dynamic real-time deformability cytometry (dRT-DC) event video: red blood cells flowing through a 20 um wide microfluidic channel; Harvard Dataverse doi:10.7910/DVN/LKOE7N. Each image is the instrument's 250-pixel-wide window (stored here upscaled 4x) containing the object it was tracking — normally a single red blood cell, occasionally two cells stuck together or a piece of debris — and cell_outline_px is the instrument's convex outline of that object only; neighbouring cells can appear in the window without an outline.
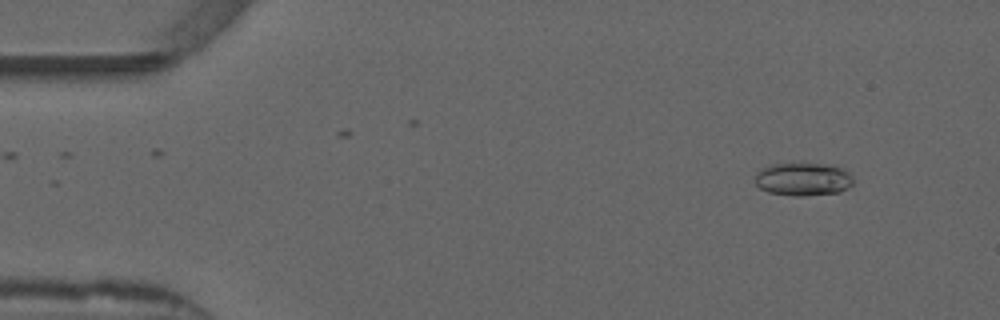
{"species": "common noctule bat (a hibernating species)", "species_latin": "Nyctalus noctula", "temperature_condition": "warm", "stored_images_in_passage": 53, "camera_frame_rate_fps": 3000, "um_per_image_px": 0.085, "animal": {"sex": "male", "forearm_length_mm": 52.5}, "frame": {"image": 1, "passage_image": 5, "time_ms": 1.333, "image_size_px": [1000, 320], "cell_outline_px": [[852, 184], [848, 188], [840, 192], [804, 196], [796, 196], [768, 192], [760, 188], [756, 184], [756, 172], [760, 168], [768, 164], [800, 160], [840, 164], [852, 176]], "centroid_in_image_um": [68.28, 15.15], "position_along_channel_um": 16.7, "area_um2": 20.23}}
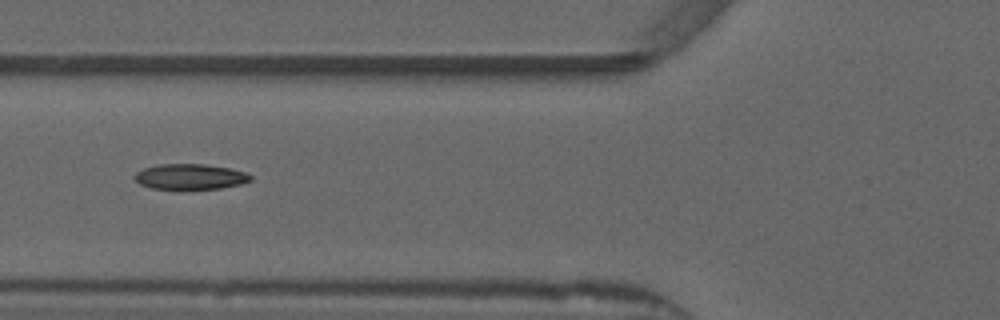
{"frame": {"image": 2, "passage_image": 20, "time_ms": 6.333, "image_size_px": [1000, 320], "cell_outline_px": [[252, 180], [240, 184], [220, 188], [152, 188], [140, 184], [132, 176], [136, 172], [144, 168], [160, 164], [204, 164], [228, 168], [244, 172], [252, 176]], "centroid_in_image_um": [16.15, 15.0], "position_along_channel_um": 109.7, "area_um2": 16.88}}
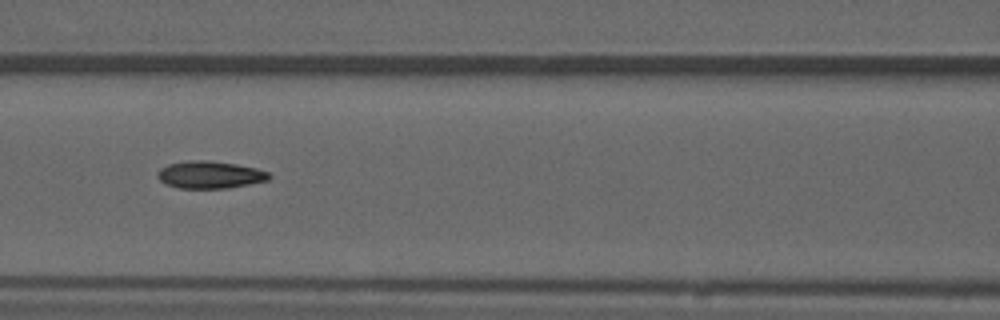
{"frame": {"image": 3, "passage_image": 23, "time_ms": 7.333, "image_size_px": [1000, 320], "cell_outline_px": [[272, 176], [268, 180], [228, 188], [180, 188], [164, 184], [156, 176], [156, 172], [160, 168], [168, 164], [188, 160], [208, 160], [236, 164], [256, 168], [268, 172]], "centroid_in_image_um": [17.8, 14.85], "position_along_channel_um": 148.8, "area_um2": 17.86}, "authors_computed_cell_mechanics": {"area_um2": 17.629, "velocity_mm_per_s": 3.8712, "shape_relaxation_time_tau1_ms": null, "shape_relaxation_time_tau2_ms": 2.5137, "deformation_change_tau1": null, "deformation_change_tau2": 0.0894}}